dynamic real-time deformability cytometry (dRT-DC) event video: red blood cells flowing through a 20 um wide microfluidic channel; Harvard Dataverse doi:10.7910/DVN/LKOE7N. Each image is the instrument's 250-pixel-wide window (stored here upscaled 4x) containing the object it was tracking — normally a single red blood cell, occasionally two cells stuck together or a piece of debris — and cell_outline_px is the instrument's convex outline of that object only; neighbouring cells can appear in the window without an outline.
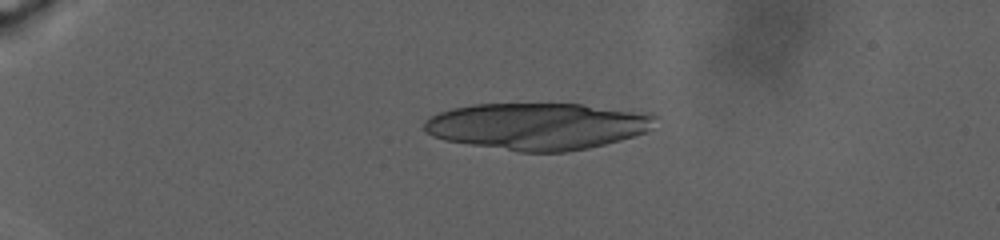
{"species": "human", "species_latin": "Homo sapiens", "temperature_condition": "warm", "stored_images_in_passage": 74, "camera_frame_rate_fps": 3000, "um_per_image_px": 0.085, "donor": {"sex": "male"}, "frame": {"image": 1, "passage_image": 45, "time_ms": 8.333, "image_size_px": [1000, 240], "cell_outline_px": [[656, 116], [648, 128], [644, 132], [620, 140], [588, 148], [564, 152], [520, 152], [444, 140], [432, 136], [424, 128], [424, 120], [440, 112], [452, 108], [472, 104], [580, 104], [652, 112]], "centroid_in_image_um": [45.68, 10.71], "position_along_channel_um": 39.3, "area_um2": 62.89}}